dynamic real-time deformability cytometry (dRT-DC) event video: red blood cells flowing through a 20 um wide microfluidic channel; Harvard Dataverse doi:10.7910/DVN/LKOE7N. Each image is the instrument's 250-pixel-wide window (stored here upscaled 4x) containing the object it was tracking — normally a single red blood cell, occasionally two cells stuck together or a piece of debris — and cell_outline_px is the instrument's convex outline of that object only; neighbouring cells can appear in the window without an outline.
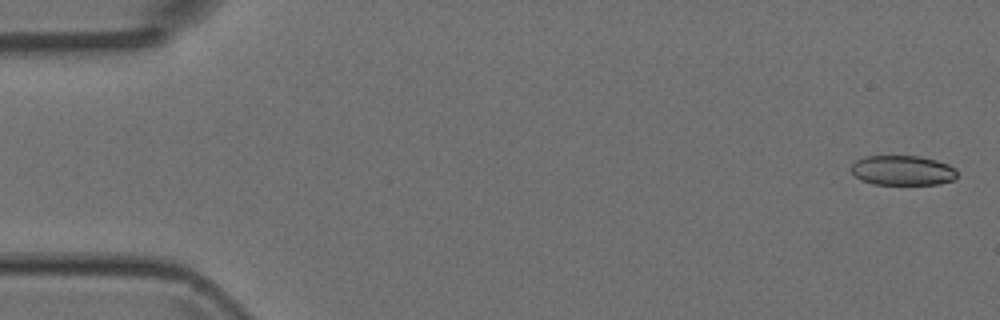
{"species": "Egyptian fruit bat (a non-hibernating species)", "species_latin": "Rousettus aegyptiacus", "temperature_condition": "room temperature", "stored_images_in_passage": 5, "camera_frame_rate_fps": 3000, "um_per_image_px": 0.085, "animal": {"sex": "female"}, "frame": {"image": 1, "passage_image": 1, "time_ms": 0.0, "image_size_px": [1000, 320], "cell_outline_px": [[956, 176], [952, 180], [940, 184], [872, 184], [860, 180], [848, 168], [856, 160], [864, 156], [920, 156], [936, 160], [948, 164], [956, 168]], "centroid_in_image_um": [76.69, 14.48], "position_along_channel_um": 8.3, "area_um2": 18.55}}
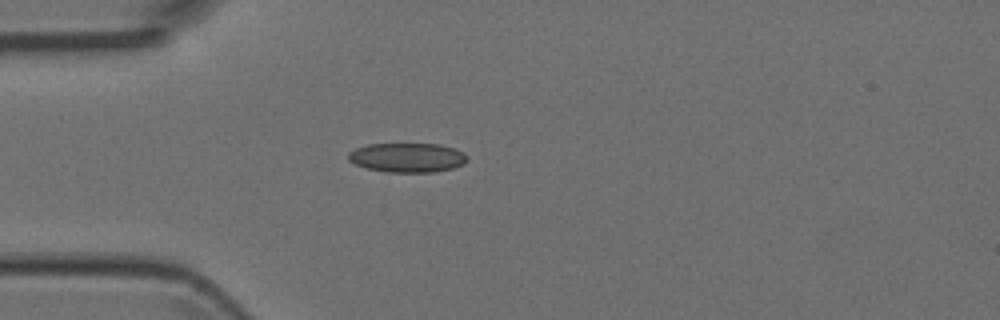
{"frame": {"image": 2, "passage_image": 5, "time_ms": 1.333, "image_size_px": [1000, 320], "cell_outline_px": [[464, 164], [452, 168], [432, 172], [388, 172], [368, 168], [356, 164], [348, 160], [348, 152], [356, 148], [368, 144], [440, 144], [456, 148], [464, 156]], "centroid_in_image_um": [34.58, 13.39], "position_along_channel_um": 50.4, "area_um2": 20.06}}